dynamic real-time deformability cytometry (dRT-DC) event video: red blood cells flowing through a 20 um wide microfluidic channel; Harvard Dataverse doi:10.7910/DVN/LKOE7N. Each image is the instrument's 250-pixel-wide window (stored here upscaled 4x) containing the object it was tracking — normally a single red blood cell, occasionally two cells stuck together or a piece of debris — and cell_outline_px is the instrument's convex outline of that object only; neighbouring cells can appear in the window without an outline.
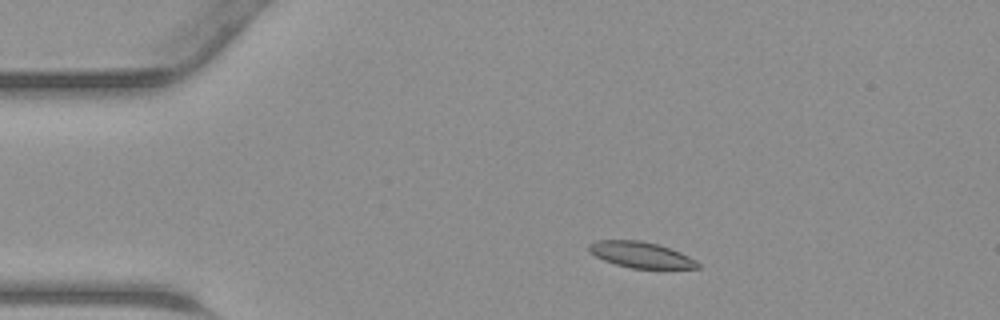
{"species": "common noctule bat (a hibernating species)", "species_latin": "Nyctalus noctula", "temperature_condition": "warm", "stored_images_in_passage": 42, "camera_frame_rate_fps": 3000, "um_per_image_px": 0.085, "animal": {"sex": "male", "body_mass_g": 23.1, "forearm_length_mm": 52.7}, "frame": {"image": 1, "passage_image": 6, "time_ms": 1.667, "image_size_px": [1000, 320], "cell_outline_px": [[700, 268], [632, 268], [616, 264], [604, 260], [588, 252], [588, 244], [596, 240], [640, 240], [656, 244], [680, 252], [696, 260], [700, 264]], "centroid_in_image_um": [54.44, 21.65], "position_along_channel_um": 30.6, "area_um2": 16.3}}
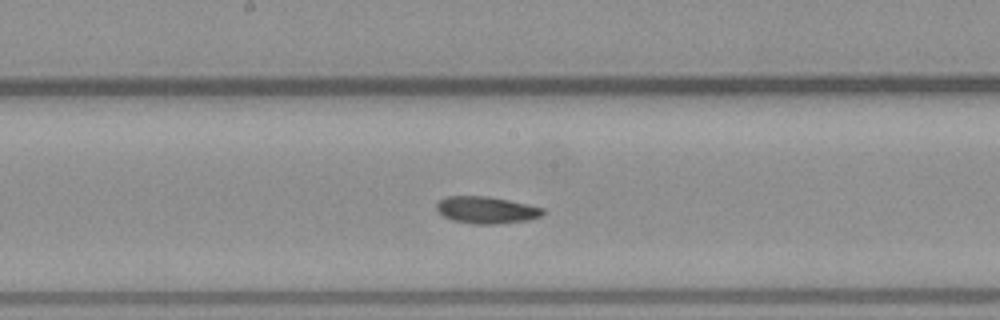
{"frame": {"image": 2, "passage_image": 21, "time_ms": 6.667, "image_size_px": [1000, 320], "cell_outline_px": [[544, 212], [540, 216], [528, 220], [496, 224], [472, 224], [452, 220], [444, 216], [436, 208], [436, 204], [444, 196], [484, 196], [508, 200], [528, 204], [544, 208]], "centroid_in_image_um": [41.33, 17.85], "position_along_channel_um": 206.9, "area_um2": 16.65}}
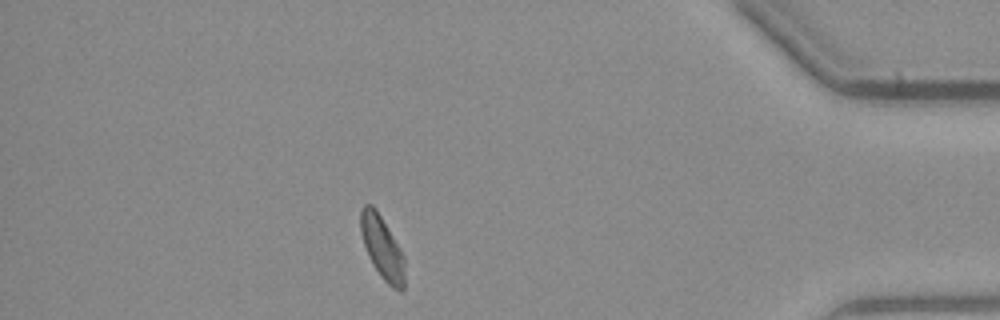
{"frame": {"image": 3, "passage_image": 37, "time_ms": 12.0, "image_size_px": [1000, 320], "cell_outline_px": [[404, 288], [400, 292], [392, 288], [380, 276], [372, 264], [368, 256], [360, 232], [360, 208], [364, 204], [372, 204], [376, 208], [400, 248], [404, 256]], "centroid_in_image_um": [32.47, 21.04], "position_along_channel_um": 402.7, "area_um2": 16.3}}